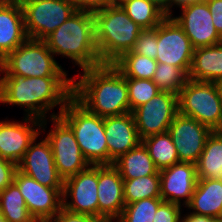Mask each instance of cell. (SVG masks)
<instances>
[{"label":"cell","mask_w":222,"mask_h":222,"mask_svg":"<svg viewBox=\"0 0 222 222\" xmlns=\"http://www.w3.org/2000/svg\"><path fill=\"white\" fill-rule=\"evenodd\" d=\"M0 76V104L20 106L26 117L46 120L59 105V112L49 116L57 117L73 97V77Z\"/></svg>","instance_id":"cell-1"},{"label":"cell","mask_w":222,"mask_h":222,"mask_svg":"<svg viewBox=\"0 0 222 222\" xmlns=\"http://www.w3.org/2000/svg\"><path fill=\"white\" fill-rule=\"evenodd\" d=\"M82 71L73 77V97L88 111L100 117L130 112L127 80L113 64Z\"/></svg>","instance_id":"cell-2"},{"label":"cell","mask_w":222,"mask_h":222,"mask_svg":"<svg viewBox=\"0 0 222 222\" xmlns=\"http://www.w3.org/2000/svg\"><path fill=\"white\" fill-rule=\"evenodd\" d=\"M44 41L54 55L69 58L82 70L102 65L91 10L78 9Z\"/></svg>","instance_id":"cell-3"},{"label":"cell","mask_w":222,"mask_h":222,"mask_svg":"<svg viewBox=\"0 0 222 222\" xmlns=\"http://www.w3.org/2000/svg\"><path fill=\"white\" fill-rule=\"evenodd\" d=\"M95 42L102 64H112L123 53L131 51L143 30L121 6L106 5L92 11Z\"/></svg>","instance_id":"cell-4"},{"label":"cell","mask_w":222,"mask_h":222,"mask_svg":"<svg viewBox=\"0 0 222 222\" xmlns=\"http://www.w3.org/2000/svg\"><path fill=\"white\" fill-rule=\"evenodd\" d=\"M59 117L72 129L90 165H108L104 117L91 113L74 97L67 102Z\"/></svg>","instance_id":"cell-5"},{"label":"cell","mask_w":222,"mask_h":222,"mask_svg":"<svg viewBox=\"0 0 222 222\" xmlns=\"http://www.w3.org/2000/svg\"><path fill=\"white\" fill-rule=\"evenodd\" d=\"M44 40L28 38L0 62V75L68 77Z\"/></svg>","instance_id":"cell-6"},{"label":"cell","mask_w":222,"mask_h":222,"mask_svg":"<svg viewBox=\"0 0 222 222\" xmlns=\"http://www.w3.org/2000/svg\"><path fill=\"white\" fill-rule=\"evenodd\" d=\"M179 113L213 131H222V102L217 83L188 79L178 94Z\"/></svg>","instance_id":"cell-7"},{"label":"cell","mask_w":222,"mask_h":222,"mask_svg":"<svg viewBox=\"0 0 222 222\" xmlns=\"http://www.w3.org/2000/svg\"><path fill=\"white\" fill-rule=\"evenodd\" d=\"M28 38L44 40L78 8L72 0H20Z\"/></svg>","instance_id":"cell-8"},{"label":"cell","mask_w":222,"mask_h":222,"mask_svg":"<svg viewBox=\"0 0 222 222\" xmlns=\"http://www.w3.org/2000/svg\"><path fill=\"white\" fill-rule=\"evenodd\" d=\"M53 124L46 139L50 142L54 162L63 180L87 169L90 164L84 158L72 129L59 117L48 118Z\"/></svg>","instance_id":"cell-9"},{"label":"cell","mask_w":222,"mask_h":222,"mask_svg":"<svg viewBox=\"0 0 222 222\" xmlns=\"http://www.w3.org/2000/svg\"><path fill=\"white\" fill-rule=\"evenodd\" d=\"M178 113V95L165 91H160L150 101L132 111L141 140L167 132Z\"/></svg>","instance_id":"cell-10"},{"label":"cell","mask_w":222,"mask_h":222,"mask_svg":"<svg viewBox=\"0 0 222 222\" xmlns=\"http://www.w3.org/2000/svg\"><path fill=\"white\" fill-rule=\"evenodd\" d=\"M193 54L194 47L183 29L171 16H167L157 26L156 61L179 67L188 75Z\"/></svg>","instance_id":"cell-11"},{"label":"cell","mask_w":222,"mask_h":222,"mask_svg":"<svg viewBox=\"0 0 222 222\" xmlns=\"http://www.w3.org/2000/svg\"><path fill=\"white\" fill-rule=\"evenodd\" d=\"M47 120L24 116L22 122L0 121V157L18 165L30 144L46 131Z\"/></svg>","instance_id":"cell-12"},{"label":"cell","mask_w":222,"mask_h":222,"mask_svg":"<svg viewBox=\"0 0 222 222\" xmlns=\"http://www.w3.org/2000/svg\"><path fill=\"white\" fill-rule=\"evenodd\" d=\"M37 222H49L63 207V188H49L18 169L13 182Z\"/></svg>","instance_id":"cell-13"},{"label":"cell","mask_w":222,"mask_h":222,"mask_svg":"<svg viewBox=\"0 0 222 222\" xmlns=\"http://www.w3.org/2000/svg\"><path fill=\"white\" fill-rule=\"evenodd\" d=\"M97 185L98 165H90L84 171L65 179L63 207L74 213L98 217Z\"/></svg>","instance_id":"cell-14"},{"label":"cell","mask_w":222,"mask_h":222,"mask_svg":"<svg viewBox=\"0 0 222 222\" xmlns=\"http://www.w3.org/2000/svg\"><path fill=\"white\" fill-rule=\"evenodd\" d=\"M168 132L180 162L196 164L213 130L196 119L178 113Z\"/></svg>","instance_id":"cell-15"},{"label":"cell","mask_w":222,"mask_h":222,"mask_svg":"<svg viewBox=\"0 0 222 222\" xmlns=\"http://www.w3.org/2000/svg\"><path fill=\"white\" fill-rule=\"evenodd\" d=\"M181 15L171 17L183 29L194 49L216 45L222 42L212 22L206 0H200L180 7Z\"/></svg>","instance_id":"cell-16"},{"label":"cell","mask_w":222,"mask_h":222,"mask_svg":"<svg viewBox=\"0 0 222 222\" xmlns=\"http://www.w3.org/2000/svg\"><path fill=\"white\" fill-rule=\"evenodd\" d=\"M36 140L38 139L35 138L26 150L22 160L17 165V169L43 186L63 188L64 180L56 169L50 142L46 137L38 143Z\"/></svg>","instance_id":"cell-17"},{"label":"cell","mask_w":222,"mask_h":222,"mask_svg":"<svg viewBox=\"0 0 222 222\" xmlns=\"http://www.w3.org/2000/svg\"><path fill=\"white\" fill-rule=\"evenodd\" d=\"M159 173L161 198L166 202L186 207L198 181L196 164L179 162L160 170Z\"/></svg>","instance_id":"cell-18"},{"label":"cell","mask_w":222,"mask_h":222,"mask_svg":"<svg viewBox=\"0 0 222 222\" xmlns=\"http://www.w3.org/2000/svg\"><path fill=\"white\" fill-rule=\"evenodd\" d=\"M97 186L98 217L116 221L125 207L123 178L113 165H98Z\"/></svg>","instance_id":"cell-19"},{"label":"cell","mask_w":222,"mask_h":222,"mask_svg":"<svg viewBox=\"0 0 222 222\" xmlns=\"http://www.w3.org/2000/svg\"><path fill=\"white\" fill-rule=\"evenodd\" d=\"M104 129L108 145V165H113L121 155L142 142L132 112L104 117Z\"/></svg>","instance_id":"cell-20"},{"label":"cell","mask_w":222,"mask_h":222,"mask_svg":"<svg viewBox=\"0 0 222 222\" xmlns=\"http://www.w3.org/2000/svg\"><path fill=\"white\" fill-rule=\"evenodd\" d=\"M27 39L20 2H0V62Z\"/></svg>","instance_id":"cell-21"},{"label":"cell","mask_w":222,"mask_h":222,"mask_svg":"<svg viewBox=\"0 0 222 222\" xmlns=\"http://www.w3.org/2000/svg\"><path fill=\"white\" fill-rule=\"evenodd\" d=\"M188 79L203 82H222V42L194 49Z\"/></svg>","instance_id":"cell-22"},{"label":"cell","mask_w":222,"mask_h":222,"mask_svg":"<svg viewBox=\"0 0 222 222\" xmlns=\"http://www.w3.org/2000/svg\"><path fill=\"white\" fill-rule=\"evenodd\" d=\"M186 208L191 213L222 218V180L198 179Z\"/></svg>","instance_id":"cell-23"},{"label":"cell","mask_w":222,"mask_h":222,"mask_svg":"<svg viewBox=\"0 0 222 222\" xmlns=\"http://www.w3.org/2000/svg\"><path fill=\"white\" fill-rule=\"evenodd\" d=\"M113 166L119 171L123 179H135L155 175L159 172L142 142L121 155L113 162Z\"/></svg>","instance_id":"cell-24"},{"label":"cell","mask_w":222,"mask_h":222,"mask_svg":"<svg viewBox=\"0 0 222 222\" xmlns=\"http://www.w3.org/2000/svg\"><path fill=\"white\" fill-rule=\"evenodd\" d=\"M198 179L222 180V131H213L196 163Z\"/></svg>","instance_id":"cell-25"},{"label":"cell","mask_w":222,"mask_h":222,"mask_svg":"<svg viewBox=\"0 0 222 222\" xmlns=\"http://www.w3.org/2000/svg\"><path fill=\"white\" fill-rule=\"evenodd\" d=\"M142 143L159 171L180 162L168 131L146 137L142 139Z\"/></svg>","instance_id":"cell-26"},{"label":"cell","mask_w":222,"mask_h":222,"mask_svg":"<svg viewBox=\"0 0 222 222\" xmlns=\"http://www.w3.org/2000/svg\"><path fill=\"white\" fill-rule=\"evenodd\" d=\"M0 211L7 222H37L27 209L24 197L14 183L0 191Z\"/></svg>","instance_id":"cell-27"},{"label":"cell","mask_w":222,"mask_h":222,"mask_svg":"<svg viewBox=\"0 0 222 222\" xmlns=\"http://www.w3.org/2000/svg\"><path fill=\"white\" fill-rule=\"evenodd\" d=\"M112 64L125 78L152 80L158 62L137 53H123Z\"/></svg>","instance_id":"cell-28"},{"label":"cell","mask_w":222,"mask_h":222,"mask_svg":"<svg viewBox=\"0 0 222 222\" xmlns=\"http://www.w3.org/2000/svg\"><path fill=\"white\" fill-rule=\"evenodd\" d=\"M121 7L143 30L155 28L167 17L160 8L148 0H130Z\"/></svg>","instance_id":"cell-29"},{"label":"cell","mask_w":222,"mask_h":222,"mask_svg":"<svg viewBox=\"0 0 222 222\" xmlns=\"http://www.w3.org/2000/svg\"><path fill=\"white\" fill-rule=\"evenodd\" d=\"M123 190L125 205L145 198H161L160 173L135 179H123Z\"/></svg>","instance_id":"cell-30"},{"label":"cell","mask_w":222,"mask_h":222,"mask_svg":"<svg viewBox=\"0 0 222 222\" xmlns=\"http://www.w3.org/2000/svg\"><path fill=\"white\" fill-rule=\"evenodd\" d=\"M152 80L160 91L178 95L186 84L188 75L179 67L167 63H158Z\"/></svg>","instance_id":"cell-31"},{"label":"cell","mask_w":222,"mask_h":222,"mask_svg":"<svg viewBox=\"0 0 222 222\" xmlns=\"http://www.w3.org/2000/svg\"><path fill=\"white\" fill-rule=\"evenodd\" d=\"M162 198H145L126 204L116 222H153Z\"/></svg>","instance_id":"cell-32"},{"label":"cell","mask_w":222,"mask_h":222,"mask_svg":"<svg viewBox=\"0 0 222 222\" xmlns=\"http://www.w3.org/2000/svg\"><path fill=\"white\" fill-rule=\"evenodd\" d=\"M128 86V100L130 112L147 103L160 92L153 80L126 78Z\"/></svg>","instance_id":"cell-33"},{"label":"cell","mask_w":222,"mask_h":222,"mask_svg":"<svg viewBox=\"0 0 222 222\" xmlns=\"http://www.w3.org/2000/svg\"><path fill=\"white\" fill-rule=\"evenodd\" d=\"M125 53H137L156 60L157 55V26L153 29H144L137 36L131 51Z\"/></svg>","instance_id":"cell-34"},{"label":"cell","mask_w":222,"mask_h":222,"mask_svg":"<svg viewBox=\"0 0 222 222\" xmlns=\"http://www.w3.org/2000/svg\"><path fill=\"white\" fill-rule=\"evenodd\" d=\"M182 206L163 201L155 214L153 222H181Z\"/></svg>","instance_id":"cell-35"},{"label":"cell","mask_w":222,"mask_h":222,"mask_svg":"<svg viewBox=\"0 0 222 222\" xmlns=\"http://www.w3.org/2000/svg\"><path fill=\"white\" fill-rule=\"evenodd\" d=\"M49 222H109L105 218L68 211L64 207Z\"/></svg>","instance_id":"cell-36"},{"label":"cell","mask_w":222,"mask_h":222,"mask_svg":"<svg viewBox=\"0 0 222 222\" xmlns=\"http://www.w3.org/2000/svg\"><path fill=\"white\" fill-rule=\"evenodd\" d=\"M17 165L0 157V191L14 182Z\"/></svg>","instance_id":"cell-37"},{"label":"cell","mask_w":222,"mask_h":222,"mask_svg":"<svg viewBox=\"0 0 222 222\" xmlns=\"http://www.w3.org/2000/svg\"><path fill=\"white\" fill-rule=\"evenodd\" d=\"M209 7L212 22L216 31L222 37V0H206Z\"/></svg>","instance_id":"cell-38"},{"label":"cell","mask_w":222,"mask_h":222,"mask_svg":"<svg viewBox=\"0 0 222 222\" xmlns=\"http://www.w3.org/2000/svg\"><path fill=\"white\" fill-rule=\"evenodd\" d=\"M78 9L94 11L109 5V0H72Z\"/></svg>","instance_id":"cell-39"},{"label":"cell","mask_w":222,"mask_h":222,"mask_svg":"<svg viewBox=\"0 0 222 222\" xmlns=\"http://www.w3.org/2000/svg\"><path fill=\"white\" fill-rule=\"evenodd\" d=\"M217 218L191 213V211L181 217V222H215Z\"/></svg>","instance_id":"cell-40"},{"label":"cell","mask_w":222,"mask_h":222,"mask_svg":"<svg viewBox=\"0 0 222 222\" xmlns=\"http://www.w3.org/2000/svg\"><path fill=\"white\" fill-rule=\"evenodd\" d=\"M154 3L158 8H160L167 16H171L172 11V0H148Z\"/></svg>","instance_id":"cell-41"},{"label":"cell","mask_w":222,"mask_h":222,"mask_svg":"<svg viewBox=\"0 0 222 222\" xmlns=\"http://www.w3.org/2000/svg\"><path fill=\"white\" fill-rule=\"evenodd\" d=\"M198 1L200 0H172V8L173 6L180 8L182 6L188 5L193 2H198Z\"/></svg>","instance_id":"cell-42"},{"label":"cell","mask_w":222,"mask_h":222,"mask_svg":"<svg viewBox=\"0 0 222 222\" xmlns=\"http://www.w3.org/2000/svg\"><path fill=\"white\" fill-rule=\"evenodd\" d=\"M127 1H130V0H109V5L121 6V5H123Z\"/></svg>","instance_id":"cell-43"},{"label":"cell","mask_w":222,"mask_h":222,"mask_svg":"<svg viewBox=\"0 0 222 222\" xmlns=\"http://www.w3.org/2000/svg\"><path fill=\"white\" fill-rule=\"evenodd\" d=\"M218 88H219V93H220V97H221V102H222V82L217 83Z\"/></svg>","instance_id":"cell-44"},{"label":"cell","mask_w":222,"mask_h":222,"mask_svg":"<svg viewBox=\"0 0 222 222\" xmlns=\"http://www.w3.org/2000/svg\"><path fill=\"white\" fill-rule=\"evenodd\" d=\"M0 222H7L4 216L1 214V211H0Z\"/></svg>","instance_id":"cell-45"},{"label":"cell","mask_w":222,"mask_h":222,"mask_svg":"<svg viewBox=\"0 0 222 222\" xmlns=\"http://www.w3.org/2000/svg\"><path fill=\"white\" fill-rule=\"evenodd\" d=\"M20 0H0V2H19Z\"/></svg>","instance_id":"cell-46"},{"label":"cell","mask_w":222,"mask_h":222,"mask_svg":"<svg viewBox=\"0 0 222 222\" xmlns=\"http://www.w3.org/2000/svg\"><path fill=\"white\" fill-rule=\"evenodd\" d=\"M215 222H222V218H217Z\"/></svg>","instance_id":"cell-47"}]
</instances>
